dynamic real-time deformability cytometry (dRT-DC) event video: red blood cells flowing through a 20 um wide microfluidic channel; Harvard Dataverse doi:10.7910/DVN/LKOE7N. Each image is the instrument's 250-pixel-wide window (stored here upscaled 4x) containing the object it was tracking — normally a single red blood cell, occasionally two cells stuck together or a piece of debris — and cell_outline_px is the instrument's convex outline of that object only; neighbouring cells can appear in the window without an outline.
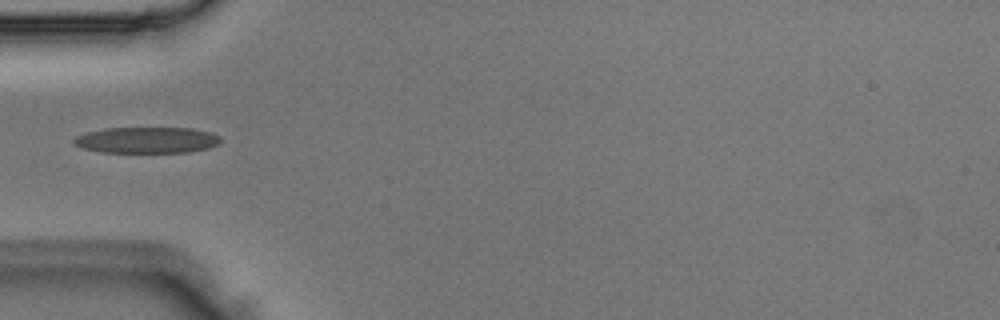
{"species": "Egyptian fruit bat (a non-hibernating species)", "species_latin": "Rousettus aegyptiacus", "temperature_condition": "room temperature", "stored_images_in_passage": 5, "camera_frame_rate_fps": 3000, "um_per_image_px": 0.085, "animal": {"sex": "male"}, "frame": {"image": 1, "passage_image": 5, "time_ms": 1.333, "image_size_px": [1000, 320], "cell_outline_px": [[220, 144], [208, 148], [188, 152], [100, 152], [84, 148], [76, 144], [72, 140], [76, 136], [88, 132], [104, 128], [192, 128], [212, 132], [220, 136]], "centroid_in_image_um": [12.53, 11.9], "position_along_channel_um": 72.5, "area_um2": 22.31}}